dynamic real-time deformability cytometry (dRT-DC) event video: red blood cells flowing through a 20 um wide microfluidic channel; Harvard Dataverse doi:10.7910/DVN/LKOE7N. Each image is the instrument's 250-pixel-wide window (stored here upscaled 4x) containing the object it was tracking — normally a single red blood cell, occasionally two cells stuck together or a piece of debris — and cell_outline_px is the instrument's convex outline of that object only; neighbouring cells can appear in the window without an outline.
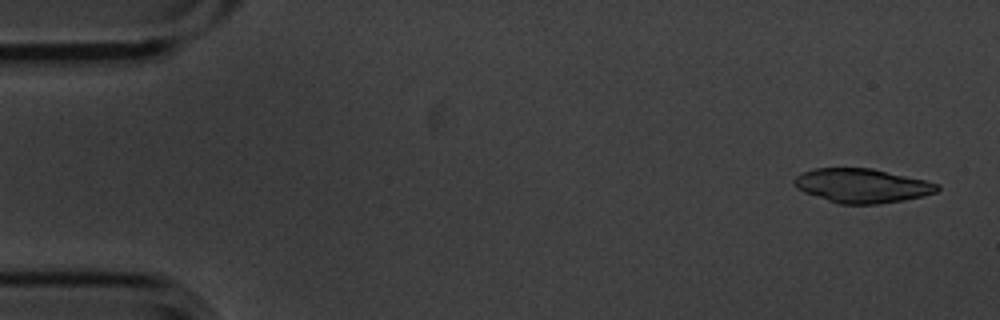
{"species": "common noctule bat (a hibernating species)", "species_latin": "Nyctalus noctula", "temperature_condition": "cold", "stored_images_in_passage": 6, "camera_frame_rate_fps": 3000, "um_per_image_px": 0.085, "animal": {"sex": "male", "body_mass_g": 20.1, "forearm_length_mm": 53.5}, "frame": {"image": 1, "passage_image": 1, "time_ms": 0.0, "image_size_px": [1000, 320], "cell_outline_px": [[940, 188], [936, 192], [924, 196], [904, 200], [880, 204], [840, 204], [804, 192], [796, 188], [792, 184], [792, 180], [800, 172], [816, 168], [872, 168], [924, 180], [940, 184]], "centroid_in_image_um": [73.25, 15.78], "position_along_channel_um": 11.8, "area_um2": 28.55}}